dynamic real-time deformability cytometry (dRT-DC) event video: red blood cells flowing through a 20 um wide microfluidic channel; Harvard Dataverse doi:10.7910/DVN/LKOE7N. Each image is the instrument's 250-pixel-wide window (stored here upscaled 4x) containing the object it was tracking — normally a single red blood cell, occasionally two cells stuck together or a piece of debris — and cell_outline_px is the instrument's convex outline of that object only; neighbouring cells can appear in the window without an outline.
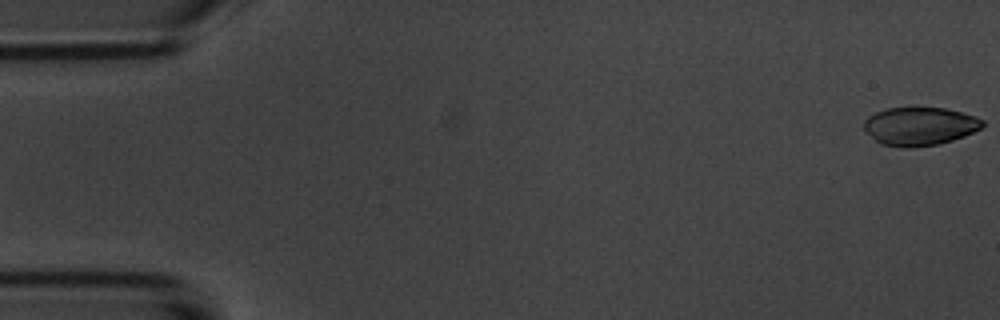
{"species": "common noctule bat (a hibernating species)", "species_latin": "Nyctalus noctula", "temperature_condition": "room temperature", "stored_images_in_passage": 54, "camera_frame_rate_fps": 3000, "um_per_image_px": 0.085, "animal": {"sex": "male", "body_mass_g": 20.1, "forearm_length_mm": 53.5}, "frame": {"image": 1, "passage_image": 1, "time_ms": 0.0, "image_size_px": [1000, 320], "cell_outline_px": [[984, 124], [980, 128], [964, 136], [940, 144], [912, 148], [904, 148], [880, 144], [864, 128], [864, 120], [868, 116], [876, 112], [888, 108], [944, 108], [976, 116], [984, 120]], "centroid_in_image_um": [78.18, 10.74], "position_along_channel_um": 6.8, "area_um2": 26.36}}
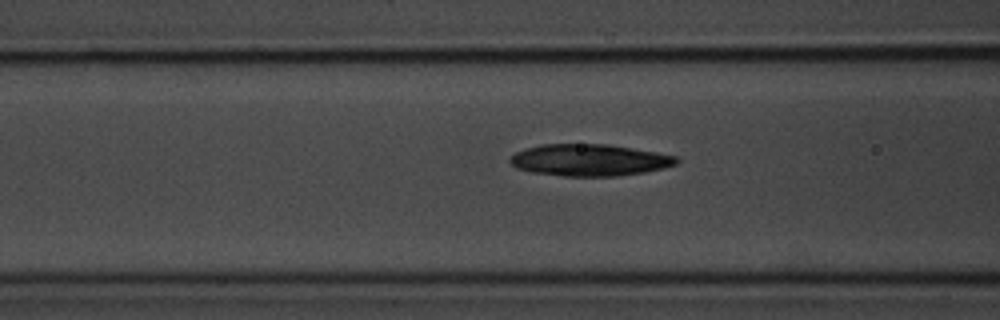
{"frame": {"image": 2, "passage_image": 21, "time_ms": 6.667, "image_size_px": [1000, 320], "cell_outline_px": [[680, 160], [676, 164], [664, 168], [644, 172], [616, 176], [564, 176], [532, 172], [516, 168], [508, 160], [508, 156], [516, 152], [540, 144], [608, 144], [656, 152], [676, 156]], "centroid_in_image_um": [50.09, 13.6], "position_along_channel_um": 116.5, "area_um2": 30.87}}
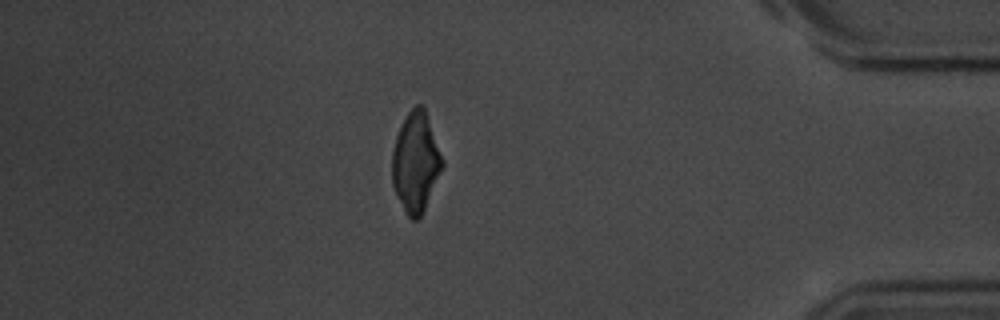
{"frame": {"image": 3, "passage_image": 47, "time_ms": 15.333, "image_size_px": [1000, 320], "cell_outline_px": [[444, 164], [424, 212], [416, 220], [412, 220], [408, 216], [392, 184], [392, 152], [396, 136], [408, 112], [416, 104], [420, 104], [424, 108], [444, 160]], "centroid_in_image_um": [35.35, 13.8], "position_along_channel_um": 399.9, "area_um2": 28.84}, "authors_computed_cell_mechanics": {"area_um2": 29.8826, "velocity_mm_per_s": 3.7213, "shape_relaxation_time_tau1_ms": 4.1907, "shape_relaxation_time_tau2_ms": 2.4508, "deformation_change_tau1": 0.1872, "deformation_change_tau2": 0.0753}}